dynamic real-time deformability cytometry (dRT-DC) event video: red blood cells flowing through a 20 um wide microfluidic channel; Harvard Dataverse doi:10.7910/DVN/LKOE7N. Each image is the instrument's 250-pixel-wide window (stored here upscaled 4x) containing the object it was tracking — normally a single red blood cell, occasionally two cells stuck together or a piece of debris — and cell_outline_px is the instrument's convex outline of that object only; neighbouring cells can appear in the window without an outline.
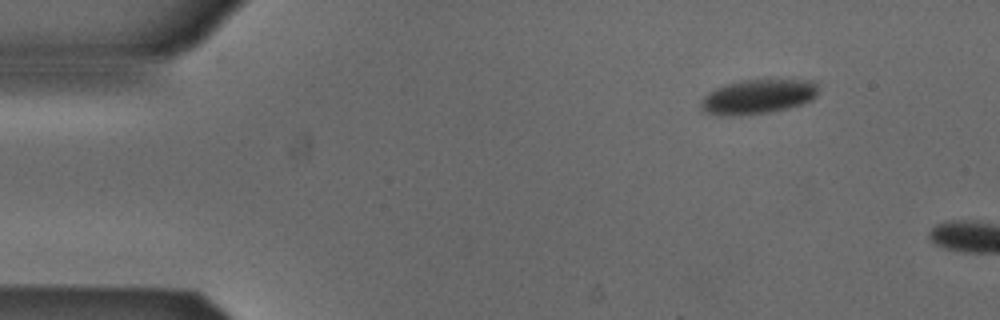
{"species": "Egyptian fruit bat (a non-hibernating species)", "species_latin": "Rousettus aegyptiacus", "temperature_condition": "cold", "stored_images_in_passage": 2, "camera_frame_rate_fps": 3000, "um_per_image_px": 0.085, "animal": {"sex": "male"}, "frame": {"image": 1, "passage_image": 1, "time_ms": 0.0, "image_size_px": [1000, 320], "cell_outline_px": [[820, 92], [812, 100], [804, 104], [788, 108], [768, 112], [732, 116], [716, 116], [704, 112], [700, 104], [704, 96], [708, 92], [724, 84], [740, 80], [816, 80]], "centroid_in_image_um": [64.44, 8.21], "position_along_channel_um": 20.6, "area_um2": 23.99}}